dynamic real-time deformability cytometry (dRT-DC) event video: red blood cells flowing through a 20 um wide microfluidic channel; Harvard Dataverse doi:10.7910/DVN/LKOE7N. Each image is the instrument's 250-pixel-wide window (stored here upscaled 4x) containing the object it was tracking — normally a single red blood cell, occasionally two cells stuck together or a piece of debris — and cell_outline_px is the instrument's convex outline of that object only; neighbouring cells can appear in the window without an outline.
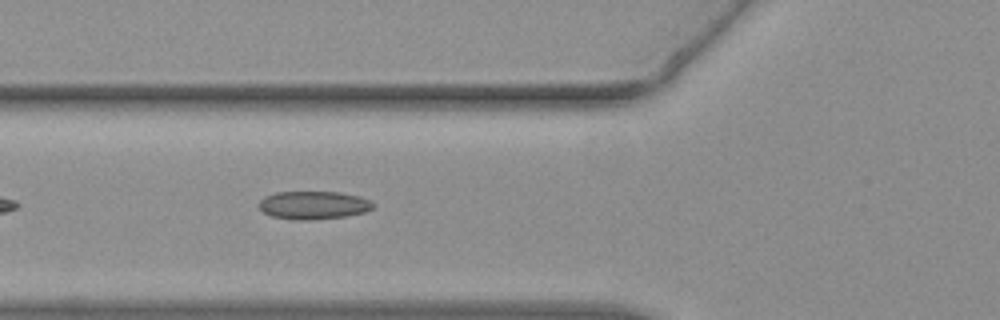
{"species": "common noctule bat (a hibernating species)", "species_latin": "Nyctalus noctula", "temperature_condition": "warm", "stored_images_in_passage": 40, "camera_frame_rate_fps": 3000, "um_per_image_px": 0.085, "animal": {"sex": "female", "body_mass_g": 19.3, "forearm_length_mm": 54.1}, "frame": {"image": 1, "passage_image": 6, "time_ms": 1.667, "image_size_px": [1000, 320], "cell_outline_px": [[376, 204], [372, 208], [364, 212], [344, 216], [308, 220], [296, 220], [272, 216], [264, 212], [260, 208], [260, 200], [264, 196], [276, 192], [340, 192], [360, 196]], "centroid_in_image_um": [26.65, 17.43], "position_along_channel_um": 99.2, "area_um2": 18.55}}
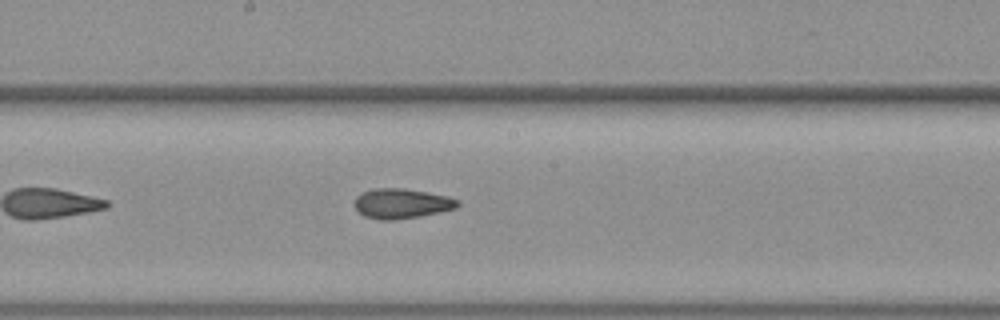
{"frame": {"image": 2, "passage_image": 15, "time_ms": 4.667, "image_size_px": [1000, 320], "cell_outline_px": [[460, 204], [456, 208], [440, 212], [420, 216], [396, 220], [380, 220], [364, 216], [356, 212], [352, 204], [356, 196], [360, 192], [372, 188], [404, 188], [428, 192], [448, 196], [460, 200]], "centroid_in_image_um": [34.08, 17.29], "position_along_channel_um": 214.1, "area_um2": 18.5}}
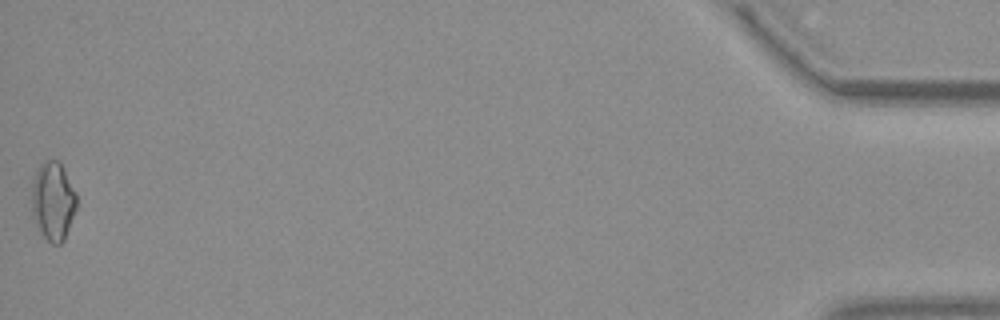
{"frame": {"image": 3, "passage_image": 40, "time_ms": 13.0, "image_size_px": [1000, 320], "cell_outline_px": [[76, 208], [64, 240], [60, 244], [52, 244], [44, 236], [36, 224], [32, 212], [32, 184], [36, 168], [44, 160], [60, 160], [76, 192]], "centroid_in_image_um": [4.51, 17.04], "position_along_channel_um": 430.7, "area_um2": 20.58}, "authors_computed_cell_mechanics": {"area_um2": 18.0336, "velocity_mm_per_s": 3.8115, "shape_relaxation_time_tau1_ms": 8.8118, "shape_relaxation_time_tau2_ms": 4.6203, "deformation_change_tau1": 0.1405, "deformation_change_tau2": 0.1244}}